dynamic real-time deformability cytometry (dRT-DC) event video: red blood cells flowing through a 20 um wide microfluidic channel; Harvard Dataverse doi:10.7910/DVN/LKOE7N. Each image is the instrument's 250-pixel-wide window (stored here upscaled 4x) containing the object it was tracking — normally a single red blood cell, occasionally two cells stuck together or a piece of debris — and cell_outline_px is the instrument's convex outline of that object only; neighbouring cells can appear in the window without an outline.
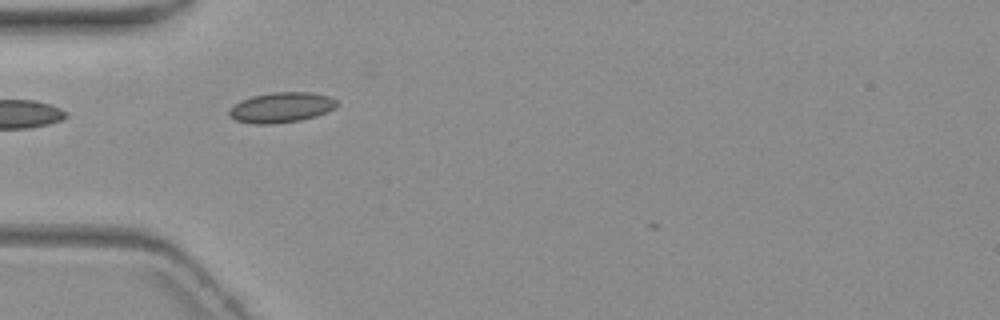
{"species": "common noctule bat (a hibernating species)", "species_latin": "Nyctalus noctula", "temperature_condition": "warm", "stored_images_in_passage": 4, "camera_frame_rate_fps": 3000, "um_per_image_px": 0.085, "animal": {"sex": "female", "body_mass_g": 19.3, "forearm_length_mm": 54.1}, "frame": {"image": 1, "passage_image": 3, "time_ms": 2.667, "image_size_px": [1000, 320], "cell_outline_px": [[336, 108], [316, 116], [300, 120], [272, 124], [256, 124], [236, 120], [228, 116], [228, 112], [240, 100], [252, 96], [272, 92], [312, 92], [328, 96], [336, 100]], "centroid_in_image_um": [23.91, 9.13], "position_along_channel_um": 61.1, "area_um2": 18.9}}